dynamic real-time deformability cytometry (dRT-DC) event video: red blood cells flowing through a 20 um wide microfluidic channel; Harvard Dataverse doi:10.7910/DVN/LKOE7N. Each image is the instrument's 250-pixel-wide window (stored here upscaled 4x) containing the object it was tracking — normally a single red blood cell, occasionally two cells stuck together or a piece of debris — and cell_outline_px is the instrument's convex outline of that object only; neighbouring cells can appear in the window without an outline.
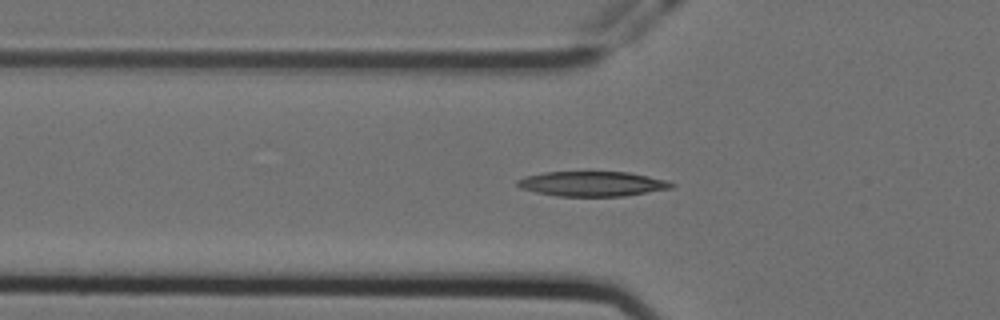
{"species": "Egyptian fruit bat (a non-hibernating species)", "species_latin": "Rousettus aegyptiacus", "temperature_condition": "cold", "stored_images_in_passage": 51, "camera_frame_rate_fps": 3000, "um_per_image_px": 0.085, "animal": {"sex": "female"}, "frame": {"image": 1, "passage_image": 19, "time_ms": 6.0, "image_size_px": [1000, 320], "cell_outline_px": [[676, 184], [672, 188], [624, 196], [556, 196], [536, 192], [520, 188], [516, 184], [516, 180], [524, 176], [544, 172], [628, 172], [668, 180]], "centroid_in_image_um": [50.33, 15.62], "position_along_channel_um": 75.5, "area_um2": 22.43}}
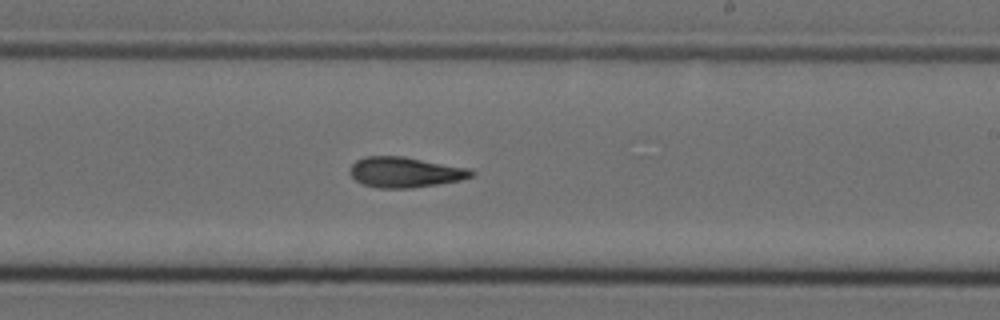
{"frame": {"image": 2, "passage_image": 34, "time_ms": 11.0, "image_size_px": [1000, 320], "cell_outline_px": [[476, 172], [472, 176], [460, 180], [412, 188], [376, 188], [364, 184], [356, 180], [348, 172], [352, 164], [356, 160], [364, 156], [404, 156], [472, 168]], "centroid_in_image_um": [34.45, 14.62], "position_along_channel_um": 254.6, "area_um2": 21.73}}
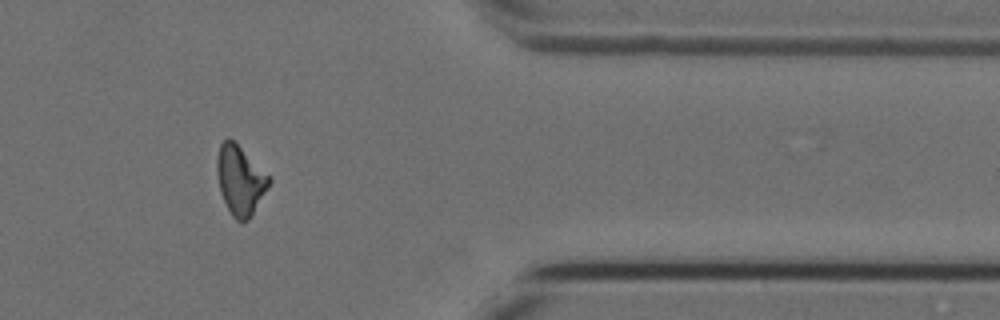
{"frame": {"image": 3, "passage_image": 47, "time_ms": 15.333, "image_size_px": [1000, 320], "cell_outline_px": [[272, 180], [268, 188], [252, 216], [248, 220], [236, 220], [232, 216], [220, 192], [216, 168], [216, 160], [220, 144], [228, 136], [272, 176]], "centroid_in_image_um": [20.44, 15.3], "position_along_channel_um": 391.0, "area_um2": 21.15}, "authors_computed_cell_mechanics": {"area_um2": 21.386, "velocity_mm_per_s": 3.5698, "shape_relaxation_time_tau1_ms": 8.4298, "shape_relaxation_time_tau2_ms": 5.6788, "deformation_change_tau1": 0.228, "deformation_change_tau2": 0.1501}}